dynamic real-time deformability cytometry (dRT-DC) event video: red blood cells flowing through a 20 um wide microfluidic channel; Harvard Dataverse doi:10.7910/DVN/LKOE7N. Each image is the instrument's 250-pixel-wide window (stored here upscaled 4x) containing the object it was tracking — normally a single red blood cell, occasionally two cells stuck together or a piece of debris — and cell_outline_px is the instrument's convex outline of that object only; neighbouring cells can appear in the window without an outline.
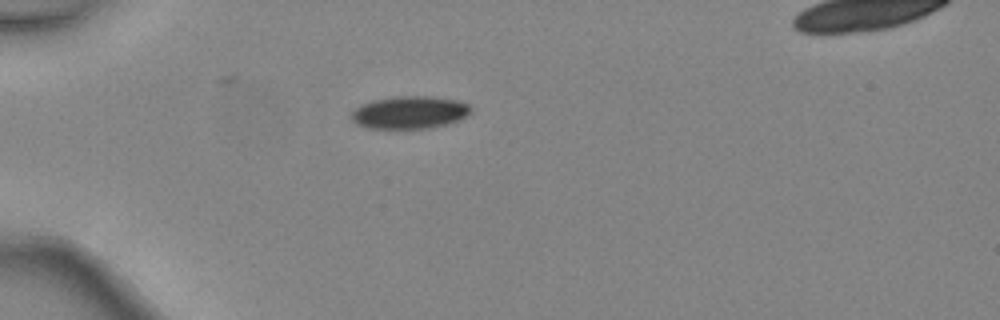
{"species": "common noctule bat (a hibernating species)", "species_latin": "Nyctalus noctula", "temperature_condition": "warm", "stored_images_in_passage": 4, "camera_frame_rate_fps": 3000, "um_per_image_px": 0.085, "animal": {"sex": "female", "body_mass_g": 24.6, "forearm_length_mm": 56.2}, "frame": {"image": 1, "passage_image": 3, "time_ms": 0.667, "image_size_px": [1000, 320], "cell_outline_px": [[472, 112], [460, 120], [448, 124], [428, 128], [368, 128], [356, 124], [352, 120], [352, 112], [356, 108], [372, 100], [396, 96], [428, 96], [460, 100], [468, 104], [472, 108]], "centroid_in_image_um": [34.87, 9.55], "position_along_channel_um": 50.1, "area_um2": 22.77}}